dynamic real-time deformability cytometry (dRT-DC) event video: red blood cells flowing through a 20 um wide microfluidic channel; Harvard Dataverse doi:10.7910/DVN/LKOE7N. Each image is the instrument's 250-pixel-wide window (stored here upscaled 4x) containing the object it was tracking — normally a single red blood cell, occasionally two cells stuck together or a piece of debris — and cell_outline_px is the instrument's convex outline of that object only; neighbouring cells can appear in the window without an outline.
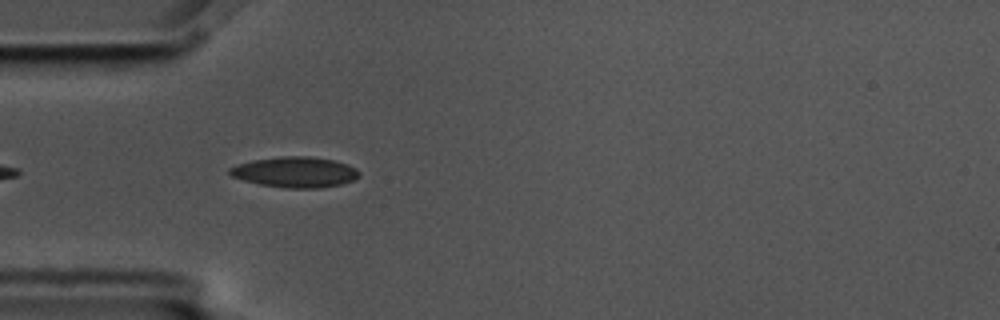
{"species": "common noctule bat (a hibernating species)", "species_latin": "Nyctalus noctula", "temperature_condition": "cold", "stored_images_in_passage": 5, "camera_frame_rate_fps": 3000, "um_per_image_px": 0.085, "animal": {"sex": "male", "body_mass_g": 17.5, "forearm_length_mm": 52.3}, "frame": {"image": 1, "passage_image": 4, "time_ms": 1.0, "image_size_px": [1000, 320], "cell_outline_px": [[360, 176], [352, 180], [340, 184], [320, 188], [284, 188], [260, 184], [244, 180], [232, 176], [228, 172], [228, 168], [236, 164], [252, 160], [280, 156], [308, 156], [332, 160], [348, 164], [356, 168], [360, 172]], "centroid_in_image_um": [25.07, 14.62], "position_along_channel_um": 59.9, "area_um2": 23.12}}